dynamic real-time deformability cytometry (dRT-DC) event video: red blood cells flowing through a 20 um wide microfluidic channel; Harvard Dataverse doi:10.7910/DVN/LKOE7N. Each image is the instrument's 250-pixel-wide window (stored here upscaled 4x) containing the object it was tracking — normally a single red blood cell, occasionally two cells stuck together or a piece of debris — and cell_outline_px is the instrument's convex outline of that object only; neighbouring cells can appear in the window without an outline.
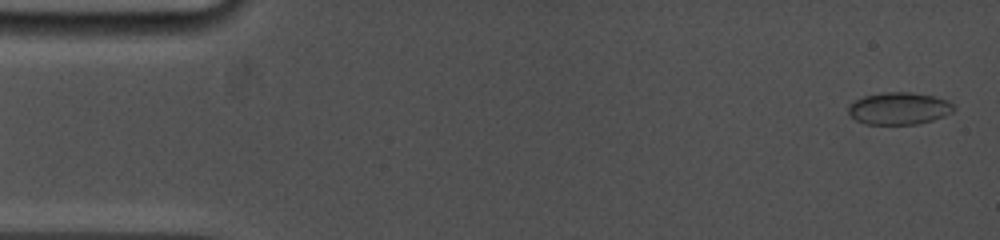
{"species": "common noctule bat (a hibernating species)", "species_latin": "Nyctalus noctula", "temperature_condition": "cold", "stored_images_in_passage": 9, "camera_frame_rate_fps": 5000, "um_per_image_px": 0.085, "animal": {"sex": "female", "body_mass_g": 19.0, "forearm_length_mm": 53.3}, "frame": {"image": 1, "passage_image": 1, "time_ms": 0.0, "image_size_px": [1000, 240], "cell_outline_px": [[956, 108], [952, 112], [944, 116], [932, 120], [916, 124], [864, 124], [856, 120], [848, 112], [848, 104], [864, 96], [884, 92], [912, 92], [936, 96], [948, 100]], "centroid_in_image_um": [76.43, 9.21], "position_along_channel_um": 8.6, "area_um2": 19.88}}